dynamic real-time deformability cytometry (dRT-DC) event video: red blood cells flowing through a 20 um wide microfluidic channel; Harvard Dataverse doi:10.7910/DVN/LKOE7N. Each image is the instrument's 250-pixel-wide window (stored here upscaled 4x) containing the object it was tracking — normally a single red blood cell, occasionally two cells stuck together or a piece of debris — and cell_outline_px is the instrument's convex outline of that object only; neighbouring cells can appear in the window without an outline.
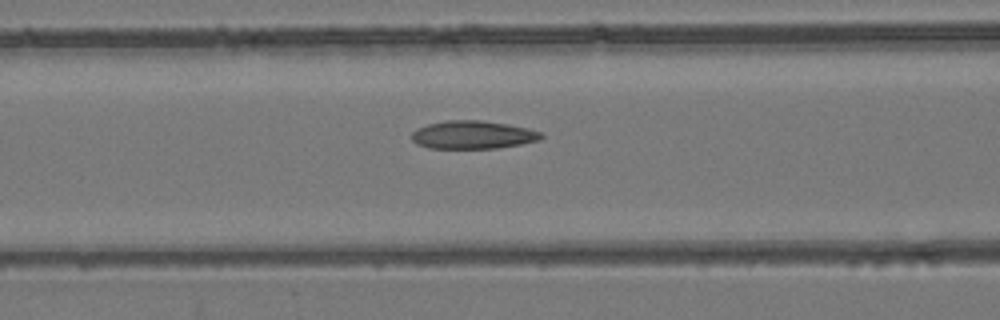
{"species": "common noctule bat (a hibernating species)", "species_latin": "Nyctalus noctula", "temperature_condition": "room temperature", "stored_images_in_passage": 55, "camera_frame_rate_fps": 3000, "um_per_image_px": 0.085, "animal": {"sex": "female", "body_mass_g": 24.6, "forearm_length_mm": 56.2}, "frame": {"image": 1, "passage_image": 23, "time_ms": 7.333, "image_size_px": [1000, 320], "cell_outline_px": [[544, 136], [540, 140], [520, 144], [496, 148], [428, 148], [416, 144], [412, 140], [412, 132], [416, 128], [428, 124], [448, 120], [480, 120], [508, 124], [528, 128], [544, 132]], "centroid_in_image_um": [40.21, 11.45], "position_along_channel_um": 126.4, "area_um2": 21.33}}
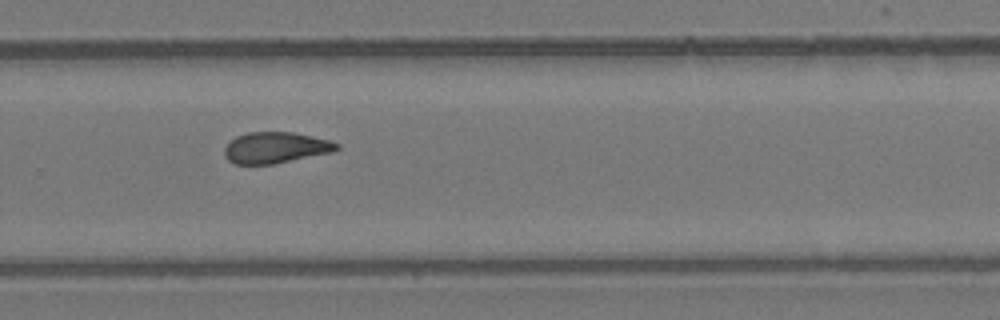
{"frame": {"image": 2, "passage_image": 37, "time_ms": 12.0, "image_size_px": [1000, 320], "cell_outline_px": [[340, 148], [336, 152], [272, 164], [236, 164], [228, 160], [224, 156], [224, 148], [236, 136], [248, 132], [292, 132], [328, 140], [340, 144]], "centroid_in_image_um": [23.45, 12.56], "position_along_channel_um": 306.4, "area_um2": 20.4}}
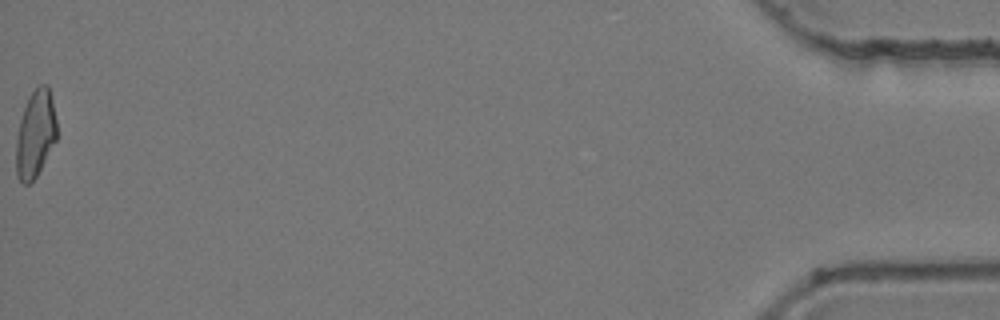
{"frame": {"image": 3, "passage_image": 55, "time_ms": 18.0, "image_size_px": [1000, 320], "cell_outline_px": [[56, 140], [36, 176], [28, 184], [24, 184], [16, 176], [16, 140], [20, 120], [28, 96], [40, 84], [48, 84], [52, 100], [56, 120]], "centroid_in_image_um": [3.0, 11.37], "position_along_channel_um": 432.2, "area_um2": 20.46}, "authors_computed_cell_mechanics": {"area_um2": 21.0392, "velocity_mm_per_s": 3.8642, "shape_relaxation_time_tau1_ms": null, "shape_relaxation_time_tau2_ms": 3.3263, "deformation_change_tau1": null, "deformation_change_tau2": 0.1084}}